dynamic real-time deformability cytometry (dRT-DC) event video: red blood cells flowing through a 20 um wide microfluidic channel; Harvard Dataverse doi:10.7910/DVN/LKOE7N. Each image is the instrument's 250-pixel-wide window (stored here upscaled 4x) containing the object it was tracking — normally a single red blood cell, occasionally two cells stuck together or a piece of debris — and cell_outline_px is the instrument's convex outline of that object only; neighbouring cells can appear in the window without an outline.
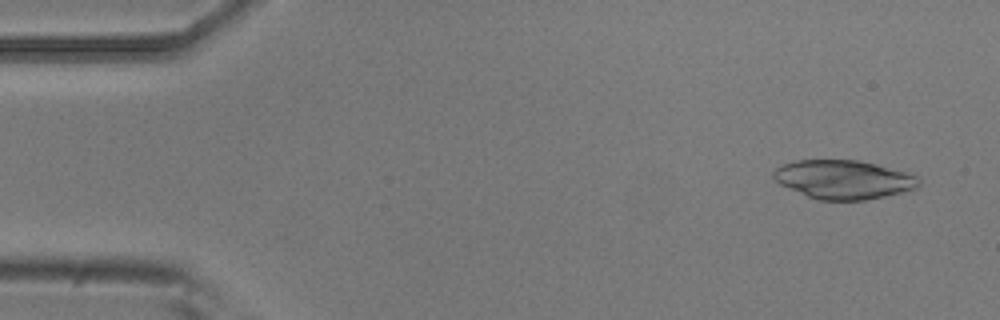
{"species": "common noctule bat (a hibernating species)", "species_latin": "Nyctalus noctula", "temperature_condition": "room temperature", "stored_images_in_passage": 2, "camera_frame_rate_fps": 3000, "um_per_image_px": 0.085, "animal": {"sex": "male", "body_mass_g": 20.5, "forearm_length_mm": 52.5}, "frame": {"image": 1, "passage_image": 1, "time_ms": 0.0, "image_size_px": [1000, 320], "cell_outline_px": [[920, 184], [916, 188], [884, 196], [864, 200], [820, 200], [808, 196], [780, 184], [772, 176], [772, 172], [776, 168], [784, 164], [796, 160], [860, 160], [876, 164], [904, 172], [916, 176], [920, 180]], "centroid_in_image_um": [71.68, 15.25], "position_along_channel_um": 13.3, "area_um2": 32.48}}